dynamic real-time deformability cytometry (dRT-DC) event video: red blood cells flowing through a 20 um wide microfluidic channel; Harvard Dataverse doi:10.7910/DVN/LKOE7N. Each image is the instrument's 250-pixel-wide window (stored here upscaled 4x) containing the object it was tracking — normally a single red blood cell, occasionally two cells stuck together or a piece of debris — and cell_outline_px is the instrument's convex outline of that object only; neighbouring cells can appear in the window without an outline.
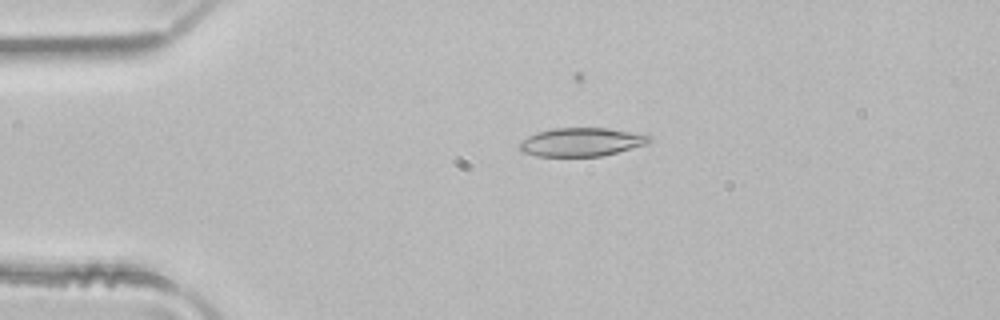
{"species": "common noctule bat (a hibernating species)", "species_latin": "Nyctalus noctula", "temperature_condition": "room temperature", "stored_images_in_passage": 4, "camera_frame_rate_fps": 3000, "um_per_image_px": 0.085, "animal": {"sex": "male", "body_mass_g": 21.5, "forearm_length_mm": 52.0}, "frame": {"image": 1, "passage_image": 4, "time_ms": 1.0, "image_size_px": [1000, 320], "cell_outline_px": [[652, 140], [648, 144], [600, 156], [536, 156], [520, 152], [520, 144], [528, 136], [536, 132], [552, 128], [608, 128], [652, 136]], "centroid_in_image_um": [49.41, 12.07], "position_along_channel_um": 35.6, "area_um2": 21.44}}